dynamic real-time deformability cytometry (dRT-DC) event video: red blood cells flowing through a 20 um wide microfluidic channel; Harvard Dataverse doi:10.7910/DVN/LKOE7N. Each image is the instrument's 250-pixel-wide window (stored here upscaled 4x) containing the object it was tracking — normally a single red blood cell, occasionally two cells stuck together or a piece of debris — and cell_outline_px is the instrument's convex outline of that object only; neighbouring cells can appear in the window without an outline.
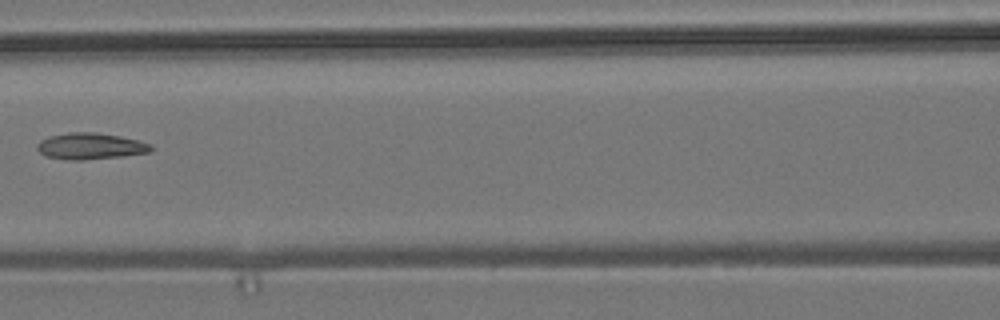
{"species": "common noctule bat (a hibernating species)", "species_latin": "Nyctalus noctula", "temperature_condition": "room temperature", "stored_images_in_passage": 8, "camera_frame_rate_fps": 3000, "um_per_image_px": 0.085, "animal": {"sex": "male", "body_mass_g": 19.2, "forearm_length_mm": 51.8}, "frame": {"image": 1, "passage_image": 7, "time_ms": 7.0, "image_size_px": [1000, 320], "cell_outline_px": [[152, 148], [148, 152], [124, 156], [84, 160], [68, 160], [44, 156], [36, 148], [36, 144], [40, 140], [48, 136], [68, 132], [96, 132], [120, 136], [152, 144]], "centroid_in_image_um": [7.63, 12.42], "position_along_channel_um": 159.0, "area_um2": 17.63}}
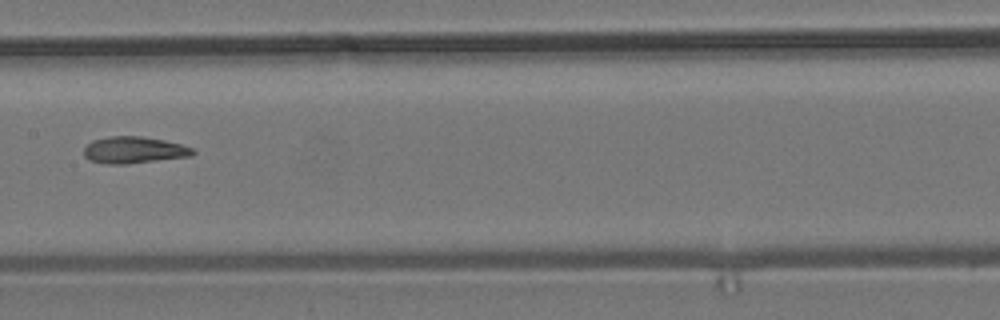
{"frame": {"image": 2, "passage_image": 8, "time_ms": 8.0, "image_size_px": [1000, 320], "cell_outline_px": [[196, 152], [192, 156], [128, 164], [108, 164], [88, 160], [84, 156], [84, 148], [92, 140], [112, 136], [140, 136], [164, 140], [180, 144], [192, 148]], "centroid_in_image_um": [11.38, 12.76], "position_along_channel_um": 196.0, "area_um2": 16.99}}